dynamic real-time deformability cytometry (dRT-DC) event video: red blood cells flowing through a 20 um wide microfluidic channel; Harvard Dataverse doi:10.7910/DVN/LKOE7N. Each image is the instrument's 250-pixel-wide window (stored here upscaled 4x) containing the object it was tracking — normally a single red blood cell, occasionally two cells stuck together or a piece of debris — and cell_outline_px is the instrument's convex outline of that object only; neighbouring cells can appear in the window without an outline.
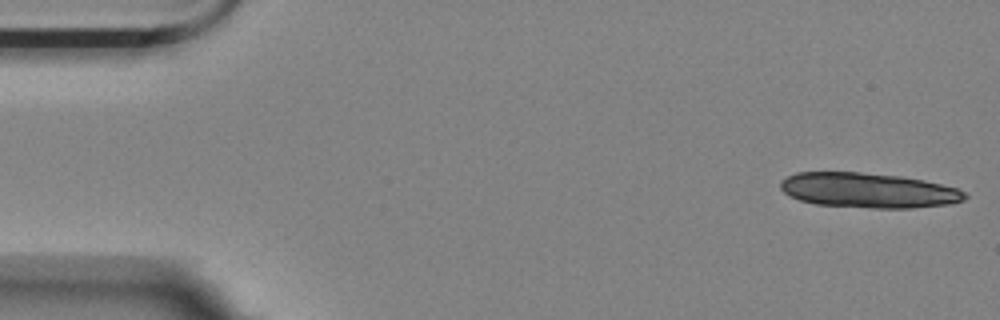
{"species": "Egyptian fruit bat (a non-hibernating species)", "species_latin": "Rousettus aegyptiacus", "temperature_condition": "room temperature", "stored_images_in_passage": 5, "camera_frame_rate_fps": 3000, "um_per_image_px": 0.085, "animal": {"sex": "female"}, "frame": {"image": 1, "passage_image": 1, "time_ms": 0.0, "image_size_px": [1000, 320], "cell_outline_px": [[968, 196], [964, 200], [948, 204], [912, 208], [872, 208], [816, 204], [800, 200], [788, 196], [780, 188], [780, 180], [796, 172], [860, 172], [900, 176], [924, 180], [956, 188], [964, 192]], "centroid_in_image_um": [73.77, 16.18], "position_along_channel_um": 11.2, "area_um2": 37.57}}